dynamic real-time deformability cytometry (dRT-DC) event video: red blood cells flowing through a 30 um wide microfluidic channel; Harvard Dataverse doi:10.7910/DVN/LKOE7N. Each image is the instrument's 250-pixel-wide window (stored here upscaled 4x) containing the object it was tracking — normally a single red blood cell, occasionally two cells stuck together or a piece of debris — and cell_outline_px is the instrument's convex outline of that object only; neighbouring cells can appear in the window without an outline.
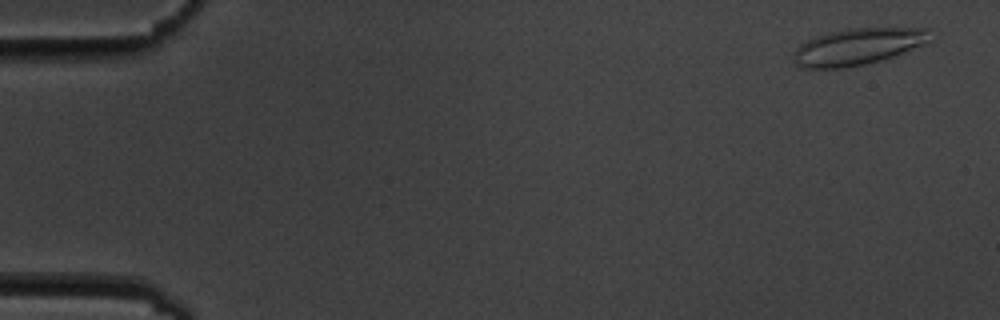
{"species": "common noctule bat (a hibernating species)", "species_latin": "Nyctalus noctula", "temperature_condition": "cold", "stored_images_in_passage": 6, "camera_frame_rate_fps": 3000, "um_per_image_px": 0.085, "animal": {"sex": "male", "body_mass_g": 19.5, "forearm_length_mm": 54.6}, "frame": {"image": 1, "passage_image": 1, "time_ms": 0.0, "image_size_px": [1000, 320], "cell_outline_px": [[936, 40], [928, 44], [880, 60], [864, 64], [844, 68], [800, 68], [792, 60], [792, 56], [796, 48], [800, 44], [816, 36], [828, 32], [848, 28], [928, 28]], "centroid_in_image_um": [72.96, 3.95], "position_along_channel_um": 12.0, "area_um2": 29.59}}